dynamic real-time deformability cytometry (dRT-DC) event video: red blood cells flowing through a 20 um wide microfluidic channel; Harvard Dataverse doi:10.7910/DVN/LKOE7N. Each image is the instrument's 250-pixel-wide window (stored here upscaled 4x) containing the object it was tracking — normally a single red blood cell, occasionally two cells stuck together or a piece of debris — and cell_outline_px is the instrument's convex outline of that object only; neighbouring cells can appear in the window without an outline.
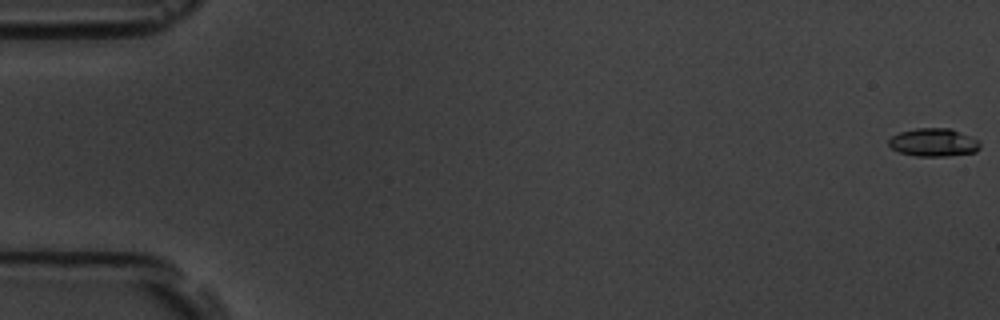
{"species": "common noctule bat (a hibernating species)", "species_latin": "Nyctalus noctula", "temperature_condition": "room temperature", "stored_images_in_passage": 5, "camera_frame_rate_fps": 3000, "um_per_image_px": 0.085, "animal": {"sex": "male", "body_mass_g": 19.5, "forearm_length_mm": 54.6}, "frame": {"image": 1, "passage_image": 1, "time_ms": 0.0, "image_size_px": [1000, 320], "cell_outline_px": [[980, 148], [976, 152], [944, 156], [916, 156], [900, 152], [892, 148], [888, 144], [888, 140], [892, 136], [900, 132], [916, 128], [948, 128], [980, 140]], "centroid_in_image_um": [79.36, 12.11], "position_along_channel_um": 5.6, "area_um2": 14.85}}